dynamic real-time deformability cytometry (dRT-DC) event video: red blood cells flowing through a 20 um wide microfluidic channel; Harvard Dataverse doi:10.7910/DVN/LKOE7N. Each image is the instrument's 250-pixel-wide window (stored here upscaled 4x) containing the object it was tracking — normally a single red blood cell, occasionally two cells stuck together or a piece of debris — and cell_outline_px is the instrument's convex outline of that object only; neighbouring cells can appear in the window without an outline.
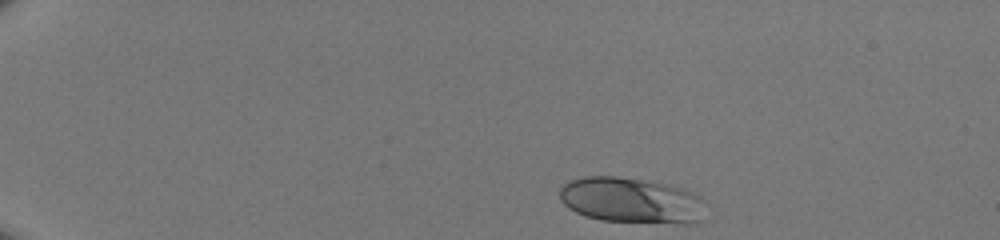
{"species": "human", "species_latin": "Homo sapiens", "temperature_condition": "room temperature", "stored_images_in_passage": 36, "camera_frame_rate_fps": 3000, "um_per_image_px": 0.085, "donor": {"sex": "male"}, "frame": {"image": 1, "passage_image": 1, "time_ms": 0.0, "image_size_px": [1000, 240], "cell_outline_px": [[704, 200], [700, 220], [696, 224], [684, 224], [600, 220], [584, 216], [568, 208], [560, 200], [560, 188], [568, 180], [584, 176], [616, 176], [672, 184], [696, 192]], "centroid_in_image_um": [53.68, 17.02], "position_along_channel_um": 31.3, "area_um2": 39.48}}
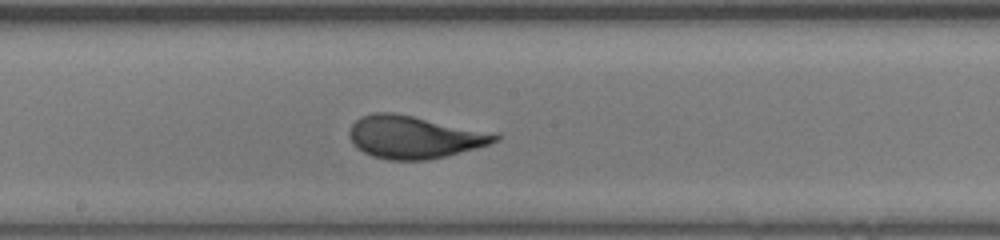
{"frame": {"image": 2, "passage_image": 21, "time_ms": 6.667, "image_size_px": [1000, 240], "cell_outline_px": [[504, 136], [500, 140], [476, 148], [428, 160], [388, 160], [372, 156], [364, 152], [352, 144], [348, 136], [348, 132], [352, 124], [360, 116], [372, 112], [392, 112], [500, 132]], "centroid_in_image_um": [35.26, 11.63], "position_along_channel_um": 212.9, "area_um2": 36.88}}
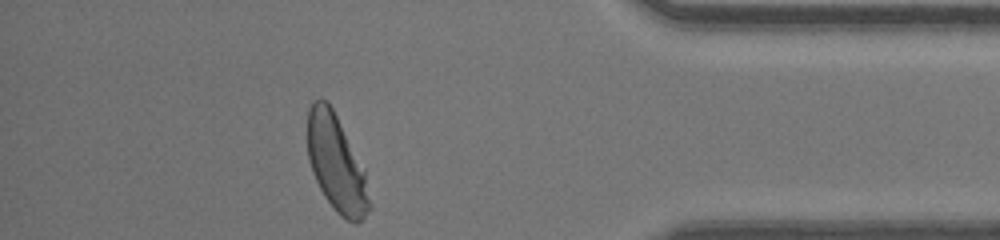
{"frame": {"image": 3, "passage_image": 36, "time_ms": 11.667, "image_size_px": [1000, 240], "cell_outline_px": [[372, 208], [356, 224], [340, 216], [336, 212], [324, 196], [312, 172], [308, 160], [308, 108], [312, 100], [320, 96], [332, 108], [364, 172], [372, 204]], "centroid_in_image_um": [28.57, 13.93], "position_along_channel_um": 406.6, "area_um2": 34.28}}